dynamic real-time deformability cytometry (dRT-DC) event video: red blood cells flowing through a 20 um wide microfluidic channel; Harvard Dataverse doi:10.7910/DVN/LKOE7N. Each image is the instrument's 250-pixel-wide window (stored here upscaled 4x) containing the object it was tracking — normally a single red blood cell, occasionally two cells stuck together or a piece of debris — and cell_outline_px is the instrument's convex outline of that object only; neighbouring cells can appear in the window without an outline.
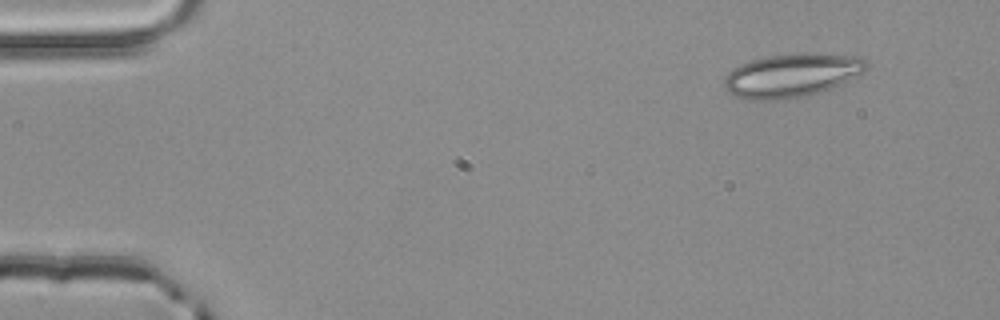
{"species": "common noctule bat (a hibernating species)", "species_latin": "Nyctalus noctula", "temperature_condition": "room temperature", "stored_images_in_passage": 3, "camera_frame_rate_fps": 3000, "um_per_image_px": 0.085, "animal": {"sex": "male", "body_mass_g": 20.4}, "frame": {"image": 1, "passage_image": 1, "time_ms": 0.0, "image_size_px": [1000, 320], "cell_outline_px": [[868, 68], [840, 84], [820, 92], [808, 96], [784, 100], [752, 100], [736, 96], [728, 92], [724, 88], [724, 76], [728, 72], [740, 64], [752, 60], [768, 56], [860, 56], [868, 64]], "centroid_in_image_um": [67.21, 6.47], "position_along_channel_um": 17.8, "area_um2": 34.91}}